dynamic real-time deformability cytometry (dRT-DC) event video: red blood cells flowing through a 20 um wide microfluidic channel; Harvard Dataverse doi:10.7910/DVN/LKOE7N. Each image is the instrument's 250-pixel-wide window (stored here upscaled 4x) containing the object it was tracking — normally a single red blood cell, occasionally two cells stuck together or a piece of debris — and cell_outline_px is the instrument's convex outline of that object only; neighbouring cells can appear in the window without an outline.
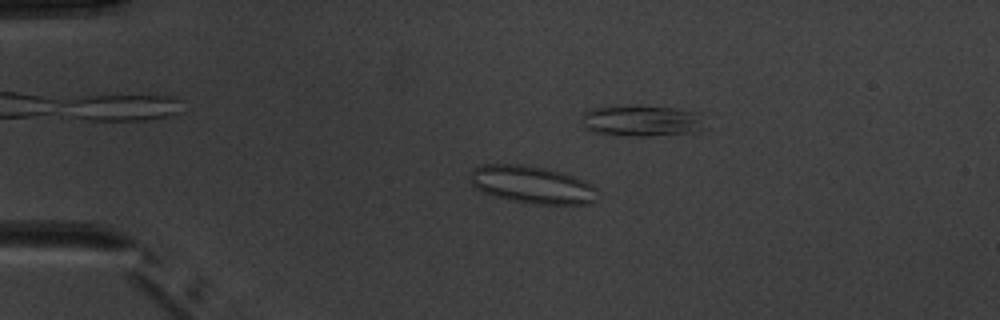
{"species": "common noctule bat (a hibernating species)", "species_latin": "Nyctalus noctula", "temperature_condition": "warm", "stored_images_in_passage": 5, "camera_frame_rate_fps": 3000, "um_per_image_px": 0.085, "animal": {"sex": "male", "body_mass_g": 20.1, "forearm_length_mm": 53.5}, "frame": {"image": 1, "passage_image": 3, "time_ms": 2.333, "image_size_px": [1000, 320], "cell_outline_px": [[596, 188], [592, 204], [532, 204], [508, 200], [492, 196], [476, 188], [472, 184], [468, 176], [472, 168], [480, 164], [520, 164], [544, 168], [564, 172], [576, 176], [592, 184]], "centroid_in_image_um": [45.17, 15.69], "position_along_channel_um": 39.8, "area_um2": 28.21}}
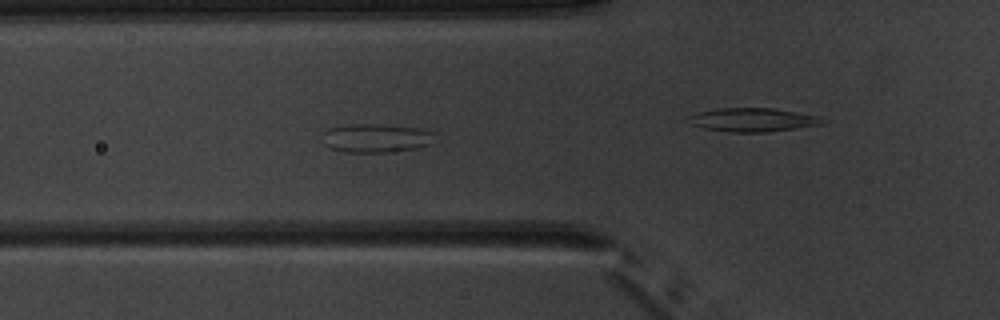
{"frame": {"image": 2, "passage_image": 5, "time_ms": 4.667, "image_size_px": [1000, 320], "cell_outline_px": [[436, 132], [432, 144], [416, 148], [388, 152], [344, 152], [332, 148], [324, 144], [324, 132], [328, 128], [352, 124], [376, 124], [416, 128]], "centroid_in_image_um": [31.99, 11.74], "position_along_channel_um": 93.8, "area_um2": 18.67}}